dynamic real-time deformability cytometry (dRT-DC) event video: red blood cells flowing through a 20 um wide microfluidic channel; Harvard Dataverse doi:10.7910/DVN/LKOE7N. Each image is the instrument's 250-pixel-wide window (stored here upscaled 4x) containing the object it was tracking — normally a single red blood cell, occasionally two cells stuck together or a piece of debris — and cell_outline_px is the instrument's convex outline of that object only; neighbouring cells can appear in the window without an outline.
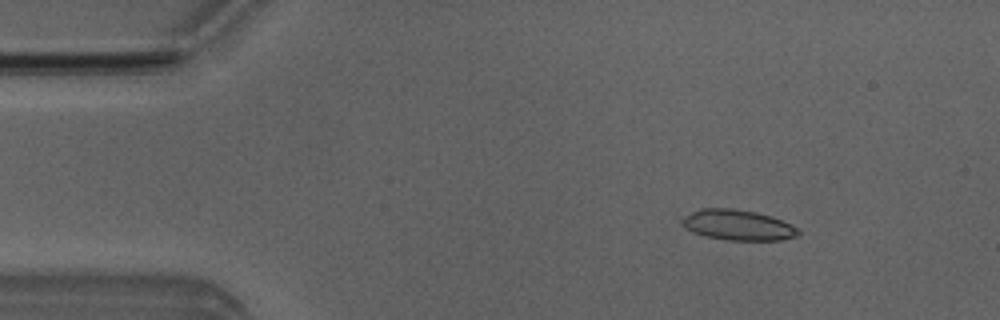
{"species": "Egyptian fruit bat (a non-hibernating species)", "species_latin": "Rousettus aegyptiacus", "temperature_condition": "room temperature", "stored_images_in_passage": 4, "camera_frame_rate_fps": 3000, "um_per_image_px": 0.085, "animal": {"sex": "male"}, "frame": {"image": 1, "passage_image": 2, "time_ms": 1.0, "image_size_px": [1000, 320], "cell_outline_px": [[800, 236], [780, 240], [728, 240], [704, 236], [692, 232], [684, 228], [680, 224], [680, 220], [684, 216], [700, 208], [732, 208], [756, 212], [772, 216], [792, 224], [800, 228]], "centroid_in_image_um": [62.73, 19.13], "position_along_channel_um": 22.3, "area_um2": 21.04}}